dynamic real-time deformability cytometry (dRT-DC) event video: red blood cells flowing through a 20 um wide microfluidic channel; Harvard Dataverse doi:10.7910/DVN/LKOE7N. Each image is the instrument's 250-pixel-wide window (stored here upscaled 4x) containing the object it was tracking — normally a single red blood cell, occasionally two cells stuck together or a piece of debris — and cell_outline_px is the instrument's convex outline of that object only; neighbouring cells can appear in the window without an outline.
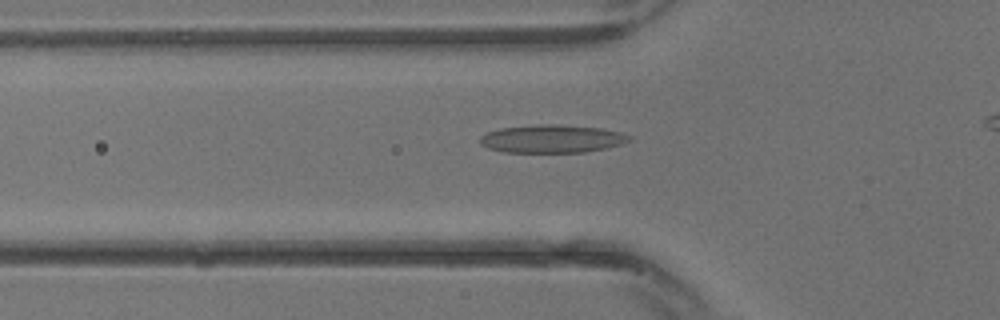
{"species": "common noctule bat (a hibernating species)", "species_latin": "Nyctalus noctula", "temperature_condition": "warm", "stored_images_in_passage": 16, "camera_frame_rate_fps": 3000, "um_per_image_px": 0.085, "animal": {"sex": "male", "body_mass_g": 13.3}, "frame": {"image": 1, "passage_image": 8, "time_ms": 2.333, "image_size_px": [1000, 320], "cell_outline_px": [[632, 140], [620, 144], [604, 148], [584, 152], [504, 152], [488, 148], [480, 144], [480, 136], [488, 132], [500, 128], [540, 124], [556, 124], [600, 128], [620, 132], [632, 136]], "centroid_in_image_um": [46.91, 11.79], "position_along_channel_um": 78.9, "area_um2": 24.28}}
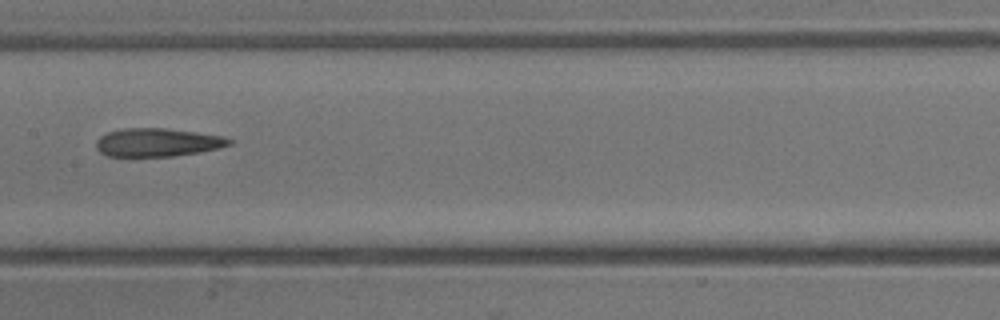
{"frame": {"image": 2, "passage_image": 13, "time_ms": 4.0, "image_size_px": [1000, 320], "cell_outline_px": [[236, 140], [232, 144], [200, 152], [172, 156], [108, 156], [100, 152], [96, 148], [96, 140], [100, 136], [108, 132], [124, 128], [164, 128], [196, 132], [224, 136]], "centroid_in_image_um": [13.4, 12.1], "position_along_channel_um": 194.0, "area_um2": 21.96}}
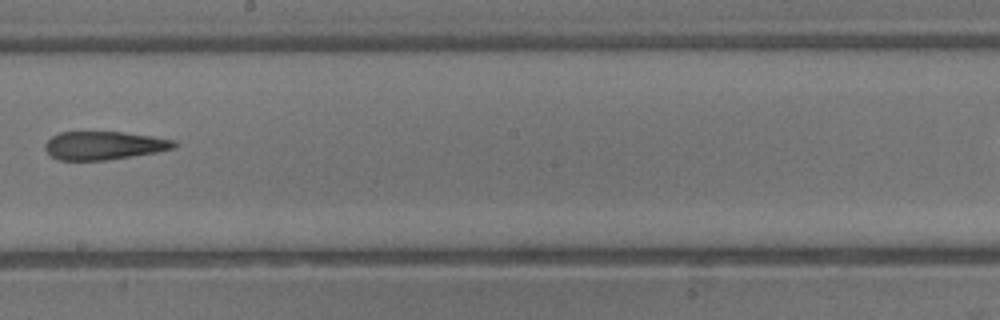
{"frame": {"image": 3, "passage_image": 15, "time_ms": 4.667, "image_size_px": [1000, 320], "cell_outline_px": [[180, 144], [176, 148], [156, 152], [108, 160], [60, 160], [52, 156], [44, 148], [44, 144], [52, 136], [60, 132], [124, 132], [152, 136], [176, 140]], "centroid_in_image_um": [8.89, 12.36], "position_along_channel_um": 239.3, "area_um2": 21.39}}